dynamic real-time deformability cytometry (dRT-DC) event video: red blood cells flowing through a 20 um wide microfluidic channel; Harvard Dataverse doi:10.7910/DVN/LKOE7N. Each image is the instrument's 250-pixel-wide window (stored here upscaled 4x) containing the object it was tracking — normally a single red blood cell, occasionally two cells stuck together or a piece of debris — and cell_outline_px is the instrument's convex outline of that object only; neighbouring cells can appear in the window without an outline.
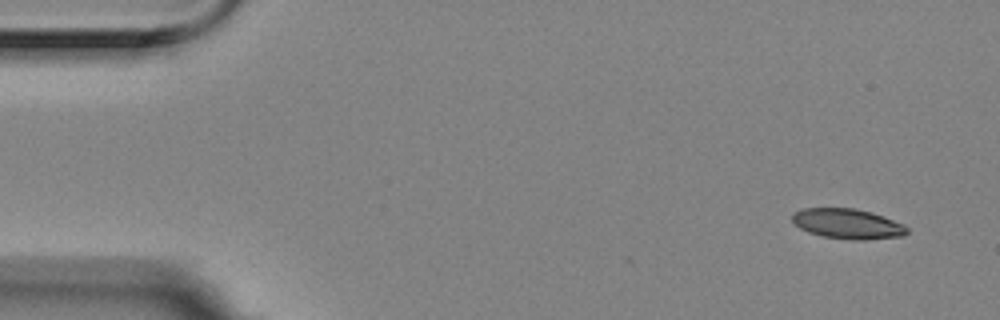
{"species": "Egyptian fruit bat (a non-hibernating species)", "species_latin": "Rousettus aegyptiacus", "temperature_condition": "room temperature", "stored_images_in_passage": 7, "camera_frame_rate_fps": 3000, "um_per_image_px": 0.085, "animal": {"sex": "female"}, "frame": {"image": 1, "passage_image": 1, "time_ms": 0.0, "image_size_px": [1000, 320], "cell_outline_px": [[908, 232], [904, 236], [864, 240], [852, 240], [824, 236], [808, 232], [800, 228], [792, 220], [792, 212], [800, 208], [856, 208], [872, 212], [884, 216], [904, 224], [908, 228]], "centroid_in_image_um": [72.06, 19.01], "position_along_channel_um": 12.9, "area_um2": 20.35}}
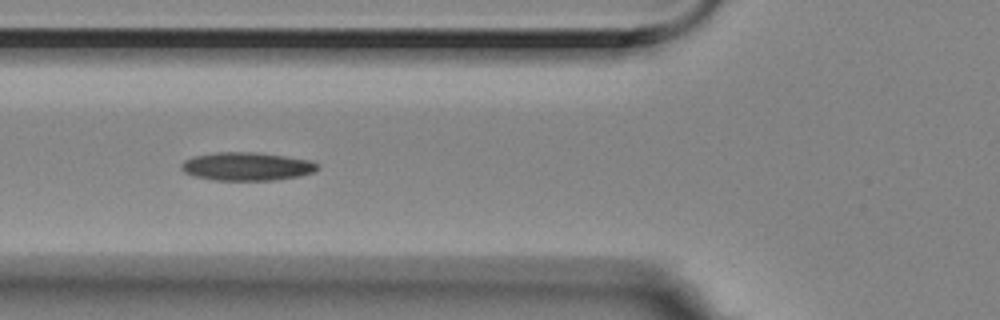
{"frame": {"image": 2, "passage_image": 6, "time_ms": 1.667, "image_size_px": [1000, 320], "cell_outline_px": [[320, 168], [312, 172], [300, 176], [276, 180], [216, 180], [192, 176], [184, 172], [180, 168], [180, 164], [184, 160], [192, 156], [216, 152], [256, 152], [312, 160], [320, 164]], "centroid_in_image_um": [20.98, 14.14], "position_along_channel_um": 104.8, "area_um2": 22.72}}
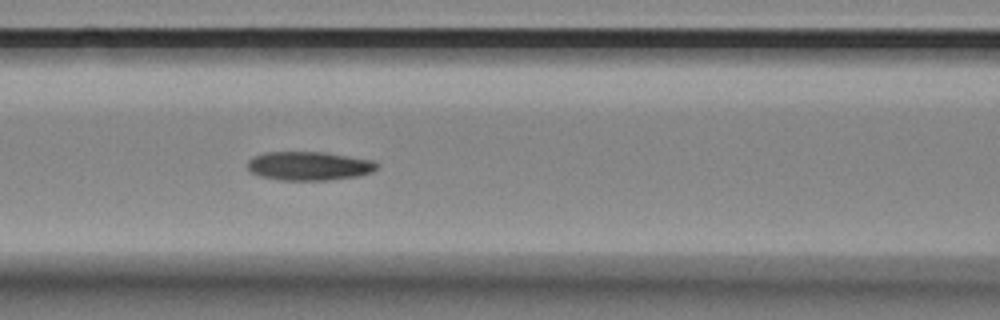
{"frame": {"image": 3, "passage_image": 7, "time_ms": 2.0, "image_size_px": [1000, 320], "cell_outline_px": [[380, 164], [372, 172], [356, 176], [328, 180], [284, 180], [260, 176], [252, 172], [248, 168], [248, 160], [264, 152], [324, 152], [372, 160]], "centroid_in_image_um": [26.28, 14.1], "position_along_channel_um": 140.3, "area_um2": 21.5}}